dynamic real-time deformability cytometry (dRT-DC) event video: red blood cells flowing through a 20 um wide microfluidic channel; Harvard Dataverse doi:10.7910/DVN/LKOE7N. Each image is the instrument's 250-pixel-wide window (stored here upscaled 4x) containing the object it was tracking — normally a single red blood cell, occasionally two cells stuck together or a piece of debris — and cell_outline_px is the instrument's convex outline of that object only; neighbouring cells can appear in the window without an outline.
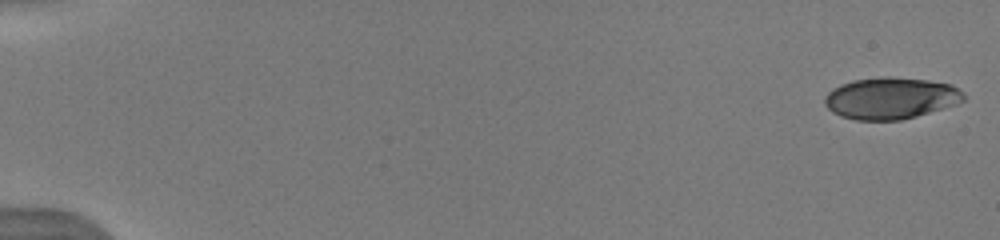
{"species": "human", "species_latin": "Homo sapiens", "temperature_condition": "warm", "stored_images_in_passage": 33, "camera_frame_rate_fps": 3000, "um_per_image_px": 0.085, "donor": {"sex": "male"}, "frame": {"image": 1, "passage_image": 1, "time_ms": 0.0, "image_size_px": [1000, 240], "cell_outline_px": [[964, 100], [956, 104], [916, 116], [900, 120], [856, 120], [840, 116], [832, 112], [824, 104], [824, 96], [832, 88], [840, 84], [852, 80], [884, 76], [888, 76], [928, 80], [952, 84], [964, 92]], "centroid_in_image_um": [75.69, 8.34], "position_along_channel_um": 9.3, "area_um2": 33.93}}
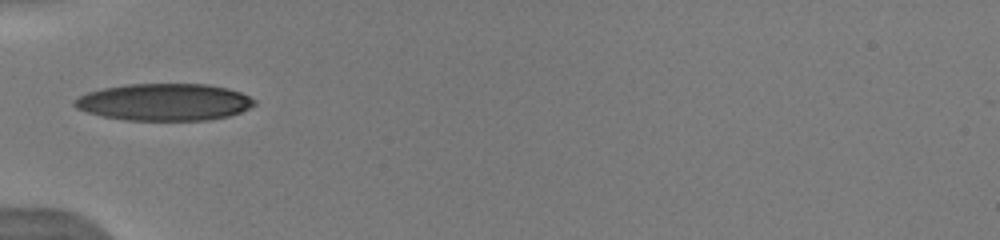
{"frame": {"image": 2, "passage_image": 7, "time_ms": 6.0, "image_size_px": [1000, 240], "cell_outline_px": [[256, 104], [240, 112], [228, 116], [208, 120], [128, 120], [100, 116], [76, 108], [72, 104], [72, 100], [88, 92], [104, 88], [124, 84], [208, 84], [228, 88], [240, 92], [256, 100]], "centroid_in_image_um": [13.95, 8.67], "position_along_channel_um": 71.0, "area_um2": 38.9}}
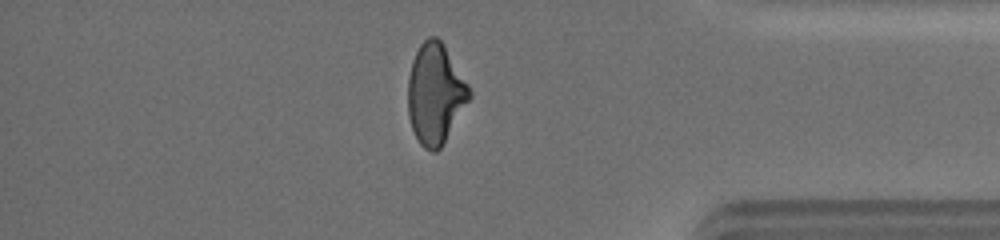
{"frame": {"image": 3, "passage_image": 28, "time_ms": 14.667, "image_size_px": [1000, 240], "cell_outline_px": [[472, 96], [440, 148], [436, 152], [432, 152], [424, 148], [420, 144], [412, 128], [408, 116], [408, 76], [412, 60], [420, 44], [428, 36], [436, 36], [444, 44], [468, 84], [472, 92]], "centroid_in_image_um": [36.99, 7.96], "position_along_channel_um": 398.2, "area_um2": 35.89}, "authors_computed_cell_mechanics": {"area_um2": 36.125, "velocity_mm_per_s": 4.0061, "shape_relaxation_time_tau1_ms": 5.6013, "shape_relaxation_time_tau2_ms": 1.5423, "deformation_change_tau1": 0.2015, "deformation_change_tau2": 0.0848}}